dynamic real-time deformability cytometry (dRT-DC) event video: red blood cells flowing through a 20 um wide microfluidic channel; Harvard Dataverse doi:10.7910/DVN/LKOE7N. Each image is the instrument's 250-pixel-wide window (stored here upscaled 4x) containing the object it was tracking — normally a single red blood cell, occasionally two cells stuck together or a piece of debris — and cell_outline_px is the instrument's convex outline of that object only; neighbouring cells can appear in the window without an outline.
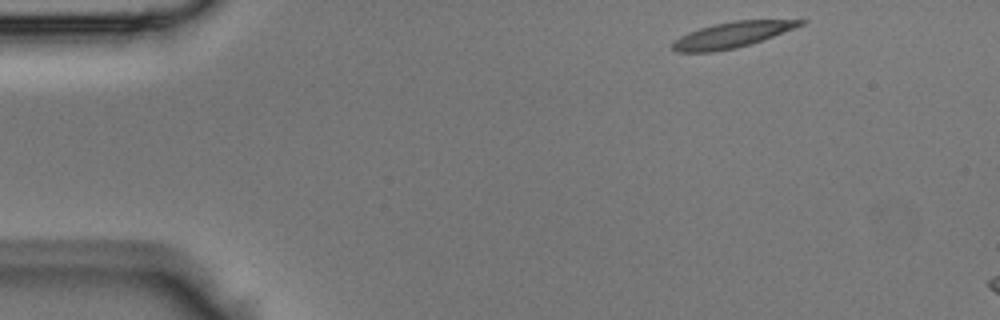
{"species": "Egyptian fruit bat (a non-hibernating species)", "species_latin": "Rousettus aegyptiacus", "temperature_condition": "room temperature", "stored_images_in_passage": 6, "camera_frame_rate_fps": 3000, "um_per_image_px": 0.085, "animal": {"sex": "male"}, "frame": {"image": 1, "passage_image": 1, "time_ms": 0.0, "image_size_px": [1000, 320], "cell_outline_px": [[808, 20], [804, 24], [772, 36], [736, 48], [712, 52], [676, 52], [672, 48], [672, 44], [680, 36], [688, 32], [712, 24], [736, 20]], "centroid_in_image_um": [62.17, 2.96], "position_along_channel_um": 22.8, "area_um2": 18.79}}